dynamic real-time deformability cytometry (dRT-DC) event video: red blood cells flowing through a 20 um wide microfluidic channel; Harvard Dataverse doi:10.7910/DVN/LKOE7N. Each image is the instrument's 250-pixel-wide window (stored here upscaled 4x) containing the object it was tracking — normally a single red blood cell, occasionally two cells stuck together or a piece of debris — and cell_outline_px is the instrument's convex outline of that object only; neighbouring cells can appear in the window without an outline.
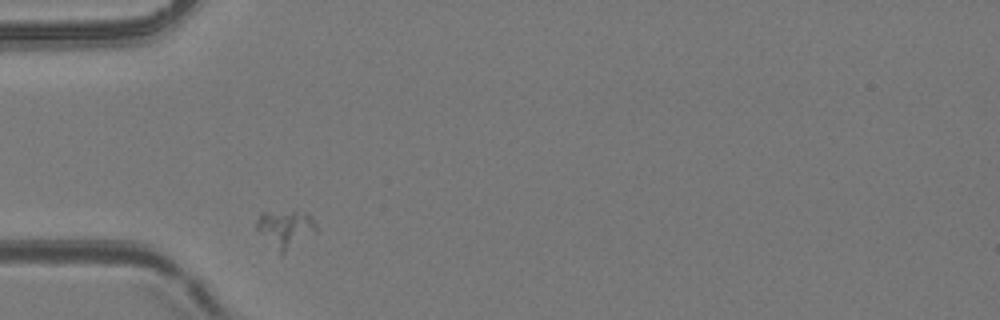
{"species": "common noctule bat (a hibernating species)", "species_latin": "Nyctalus noctula", "temperature_condition": "room temperature", "stored_images_in_passage": 3, "camera_frame_rate_fps": 3000, "um_per_image_px": 0.085, "animal": {"sex": "female", "body_mass_g": 24.6, "forearm_length_mm": 56.2}, "frame": {"image": 1, "passage_image": 1, "time_ms": 0.0, "image_size_px": [1000, 320], "cell_outline_px": [[316, 232], [280, 256], [256, 228], [256, 220], [260, 212], [308, 212], [312, 216], [316, 224]], "centroid_in_image_um": [24.26, 19.46], "position_along_channel_um": 60.7, "area_um2": 13.12}}
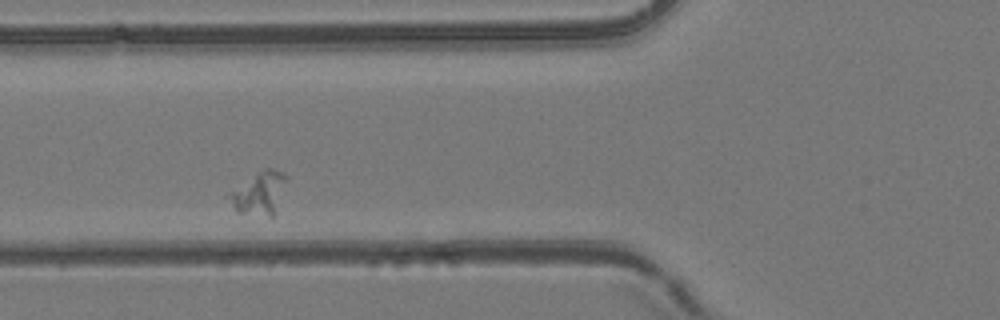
{"frame": {"image": 2, "passage_image": 2, "time_ms": 1.333, "image_size_px": [1000, 320], "cell_outline_px": [[288, 176], [276, 216], [268, 216], [236, 212], [224, 196], [228, 192], [256, 172], [264, 168], [272, 168]], "centroid_in_image_um": [22.01, 16.43], "position_along_channel_um": 103.8, "area_um2": 14.8}}
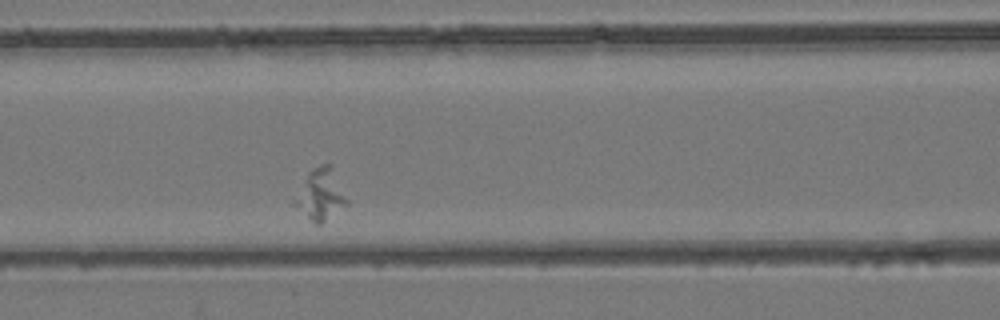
{"frame": {"image": 3, "passage_image": 3, "time_ms": 2.333, "image_size_px": [1000, 320], "cell_outline_px": [[348, 204], [320, 224], [316, 224], [292, 204], [292, 200], [308, 172], [312, 168], [320, 164], [332, 164], [348, 200]], "centroid_in_image_um": [27.24, 16.5], "position_along_channel_um": 139.4, "area_um2": 15.61}}